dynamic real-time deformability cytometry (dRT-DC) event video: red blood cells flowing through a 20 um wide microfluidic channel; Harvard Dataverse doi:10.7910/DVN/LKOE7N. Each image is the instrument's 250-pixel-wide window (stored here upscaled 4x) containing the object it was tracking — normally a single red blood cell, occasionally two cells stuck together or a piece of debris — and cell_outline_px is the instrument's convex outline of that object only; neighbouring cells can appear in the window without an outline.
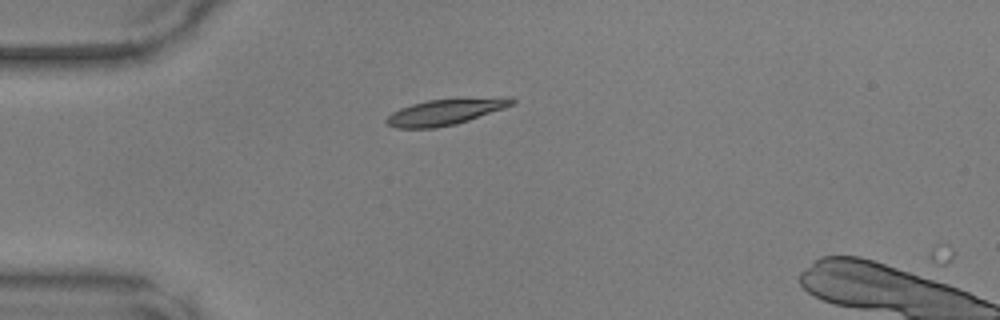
{"species": "common noctule bat (a hibernating species)", "species_latin": "Nyctalus noctula", "temperature_condition": "warm", "stored_images_in_passage": 3, "camera_frame_rate_fps": 3000, "um_per_image_px": 0.085, "animal": {"sex": "male", "body_mass_g": 17.9, "forearm_length_mm": 54.2}, "frame": {"image": 1, "passage_image": 1, "time_ms": 0.0, "image_size_px": [1000, 320], "cell_outline_px": [[516, 104], [456, 124], [436, 128], [396, 128], [388, 124], [384, 120], [392, 112], [400, 108], [412, 104], [428, 100], [508, 96], [512, 96], [516, 100]], "centroid_in_image_um": [37.91, 9.5], "position_along_channel_um": 47.1, "area_um2": 19.13}}